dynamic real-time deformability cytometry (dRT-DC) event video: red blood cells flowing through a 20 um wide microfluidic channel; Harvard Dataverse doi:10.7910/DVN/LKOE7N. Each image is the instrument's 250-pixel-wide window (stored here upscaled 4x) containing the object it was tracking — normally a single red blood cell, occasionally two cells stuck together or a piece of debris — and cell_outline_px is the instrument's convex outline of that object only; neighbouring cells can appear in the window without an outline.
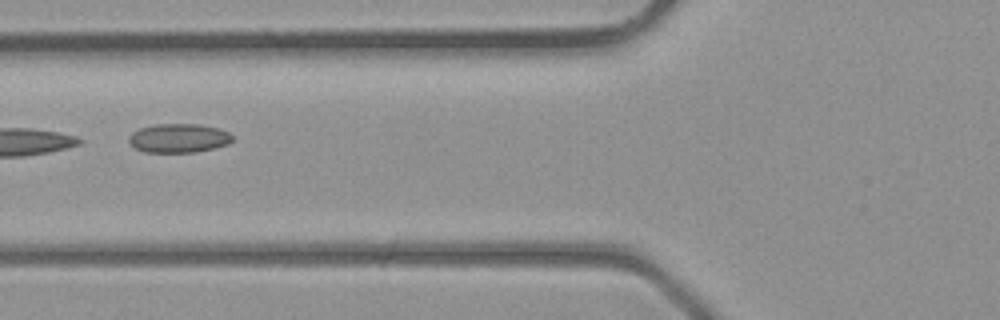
{"species": "common noctule bat (a hibernating species)", "species_latin": "Nyctalus noctula", "temperature_condition": "room temperature", "stored_images_in_passage": 5, "camera_frame_rate_fps": 3000, "um_per_image_px": 0.085, "animal": {"sex": "male", "body_mass_g": 23.1, "forearm_length_mm": 52.7}, "frame": {"image": 1, "passage_image": 3, "time_ms": 0.667, "image_size_px": [1000, 320], "cell_outline_px": [[232, 140], [228, 144], [196, 152], [144, 152], [136, 148], [128, 140], [128, 136], [132, 132], [140, 128], [156, 124], [196, 124], [216, 128], [228, 132], [232, 136]], "centroid_in_image_um": [15.16, 11.74], "position_along_channel_um": 110.6, "area_um2": 17.28}}